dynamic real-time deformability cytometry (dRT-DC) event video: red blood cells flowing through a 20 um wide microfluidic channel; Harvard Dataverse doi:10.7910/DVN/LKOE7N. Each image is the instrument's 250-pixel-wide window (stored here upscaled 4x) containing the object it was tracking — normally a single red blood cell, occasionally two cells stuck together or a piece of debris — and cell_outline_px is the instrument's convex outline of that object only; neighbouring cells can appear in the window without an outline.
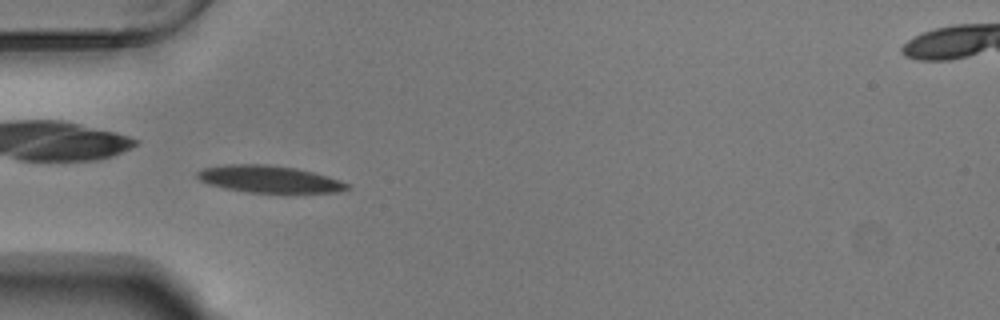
{"species": "Egyptian fruit bat (a non-hibernating species)", "species_latin": "Rousettus aegyptiacus", "temperature_condition": "warm", "stored_images_in_passage": 54, "camera_frame_rate_fps": 3000, "um_per_image_px": 0.085, "animal": {"sex": "male"}, "frame": {"image": 1, "passage_image": 17, "time_ms": 5.333, "image_size_px": [1000, 320], "cell_outline_px": [[348, 188], [340, 192], [248, 192], [224, 188], [208, 184], [200, 180], [196, 176], [196, 172], [204, 168], [228, 164], [264, 164], [296, 168], [328, 176], [340, 180], [348, 184]], "centroid_in_image_um": [22.85, 15.22], "position_along_channel_um": 62.2, "area_um2": 23.35}}
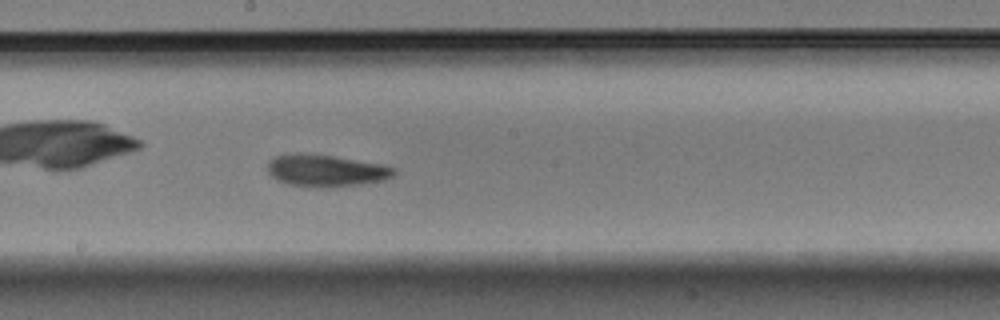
{"frame": {"image": 2, "passage_image": 30, "time_ms": 9.667, "image_size_px": [1000, 320], "cell_outline_px": [[396, 172], [392, 176], [384, 180], [360, 184], [324, 188], [288, 184], [276, 180], [268, 172], [268, 160], [276, 156], [292, 152], [300, 152], [332, 156], [380, 164], [396, 168]], "centroid_in_image_um": [27.66, 14.49], "position_along_channel_um": 220.5, "area_um2": 23.58}}
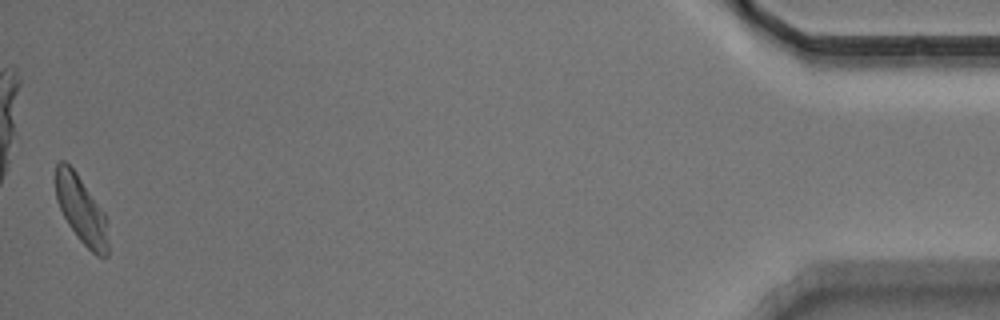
{"frame": {"image": 3, "passage_image": 54, "time_ms": 17.667, "image_size_px": [1000, 320], "cell_outline_px": [[108, 256], [96, 256], [80, 240], [68, 224], [56, 200], [56, 164], [60, 160], [64, 160], [76, 172], [104, 212], [108, 244]], "centroid_in_image_um": [6.89, 17.83], "position_along_channel_um": 428.3, "area_um2": 20.23}, "authors_computed_cell_mechanics": {"area_um2": 21.9351, "velocity_mm_per_s": 3.7032, "shape_relaxation_time_tau1_ms": 4.1811, "shape_relaxation_time_tau2_ms": 5.1887, "deformation_change_tau1": 0.1252, "deformation_change_tau2": 0.1123}}